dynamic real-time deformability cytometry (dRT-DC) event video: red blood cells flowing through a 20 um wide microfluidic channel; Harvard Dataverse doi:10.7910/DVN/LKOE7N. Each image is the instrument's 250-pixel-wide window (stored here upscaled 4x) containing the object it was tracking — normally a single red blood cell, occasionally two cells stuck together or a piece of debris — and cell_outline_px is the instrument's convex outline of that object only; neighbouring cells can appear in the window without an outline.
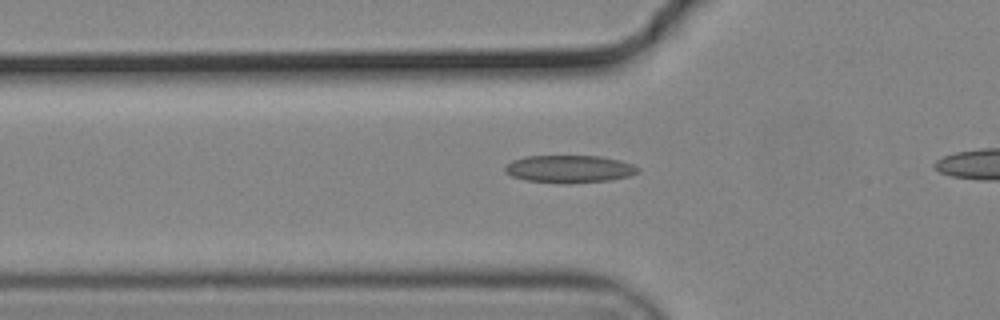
{"species": "common noctule bat (a hibernating species)", "species_latin": "Nyctalus noctula", "temperature_condition": "cold", "stored_images_in_passage": 32, "camera_frame_rate_fps": 3000, "um_per_image_px": 0.085, "animal": {"sex": "male", "body_mass_g": 19.2, "forearm_length_mm": 51.8}, "frame": {"image": 1, "passage_image": 4, "time_ms": 1.0, "image_size_px": [1000, 320], "cell_outline_px": [[640, 172], [628, 176], [608, 180], [524, 180], [512, 176], [504, 172], [504, 164], [512, 160], [524, 156], [600, 156], [620, 160], [632, 164], [640, 168]], "centroid_in_image_um": [48.37, 14.3], "position_along_channel_um": 77.4, "area_um2": 20.35}}
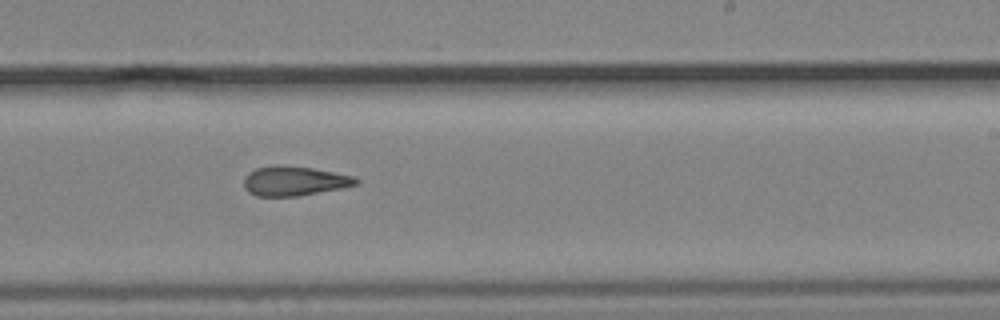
{"frame": {"image": 2, "passage_image": 19, "time_ms": 6.0, "image_size_px": [1000, 320], "cell_outline_px": [[360, 184], [300, 196], [256, 196], [248, 192], [244, 188], [244, 176], [248, 172], [256, 168], [312, 168], [352, 176], [360, 180]], "centroid_in_image_um": [25.02, 15.43], "position_along_channel_um": 264.0, "area_um2": 18.55}}
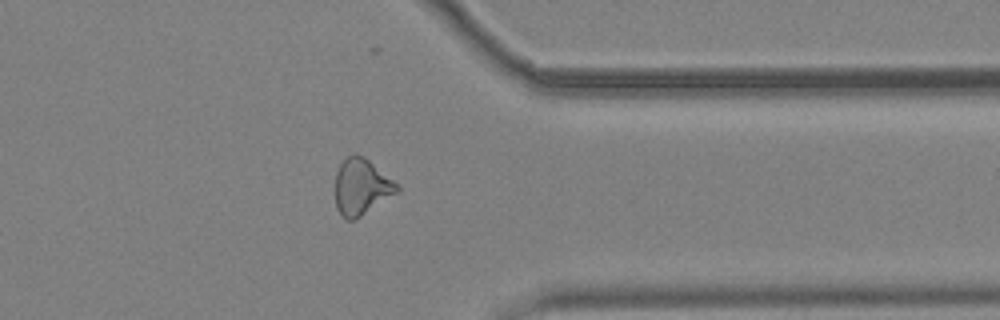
{"frame": {"image": 3, "passage_image": 29, "time_ms": 9.333, "image_size_px": [1000, 320], "cell_outline_px": [[400, 192], [360, 216], [352, 220], [344, 220], [336, 208], [336, 172], [340, 164], [352, 152], [364, 156], [392, 180], [400, 188]], "centroid_in_image_um": [30.71, 15.89], "position_along_channel_um": 380.7, "area_um2": 20.11}}